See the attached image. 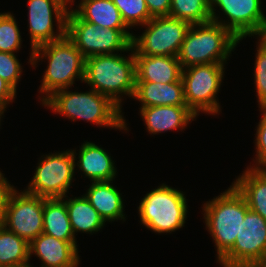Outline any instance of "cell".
Segmentation results:
<instances>
[{
	"label": "cell",
	"mask_w": 266,
	"mask_h": 267,
	"mask_svg": "<svg viewBox=\"0 0 266 267\" xmlns=\"http://www.w3.org/2000/svg\"><path fill=\"white\" fill-rule=\"evenodd\" d=\"M17 91L5 80L0 77V112L3 114L7 111L8 104L12 103Z\"/></svg>",
	"instance_id": "cell-32"
},
{
	"label": "cell",
	"mask_w": 266,
	"mask_h": 267,
	"mask_svg": "<svg viewBox=\"0 0 266 267\" xmlns=\"http://www.w3.org/2000/svg\"><path fill=\"white\" fill-rule=\"evenodd\" d=\"M262 115L261 119L257 123L255 136V160L253 159L250 168H266V108L259 109Z\"/></svg>",
	"instance_id": "cell-31"
},
{
	"label": "cell",
	"mask_w": 266,
	"mask_h": 267,
	"mask_svg": "<svg viewBox=\"0 0 266 267\" xmlns=\"http://www.w3.org/2000/svg\"><path fill=\"white\" fill-rule=\"evenodd\" d=\"M27 1L28 27L31 40L28 64L32 65L33 50L35 48L59 40L66 35V19L70 6L67 0Z\"/></svg>",
	"instance_id": "cell-12"
},
{
	"label": "cell",
	"mask_w": 266,
	"mask_h": 267,
	"mask_svg": "<svg viewBox=\"0 0 266 267\" xmlns=\"http://www.w3.org/2000/svg\"><path fill=\"white\" fill-rule=\"evenodd\" d=\"M262 3V0H209L211 21L229 29L239 42L247 37L256 38L266 18ZM219 10L225 19L220 17Z\"/></svg>",
	"instance_id": "cell-14"
},
{
	"label": "cell",
	"mask_w": 266,
	"mask_h": 267,
	"mask_svg": "<svg viewBox=\"0 0 266 267\" xmlns=\"http://www.w3.org/2000/svg\"><path fill=\"white\" fill-rule=\"evenodd\" d=\"M120 53L96 55L86 58V83L96 92L108 96L122 109L123 96L133 98L136 84L135 56L133 47L124 56Z\"/></svg>",
	"instance_id": "cell-3"
},
{
	"label": "cell",
	"mask_w": 266,
	"mask_h": 267,
	"mask_svg": "<svg viewBox=\"0 0 266 267\" xmlns=\"http://www.w3.org/2000/svg\"><path fill=\"white\" fill-rule=\"evenodd\" d=\"M152 17L169 16L171 0H145Z\"/></svg>",
	"instance_id": "cell-33"
},
{
	"label": "cell",
	"mask_w": 266,
	"mask_h": 267,
	"mask_svg": "<svg viewBox=\"0 0 266 267\" xmlns=\"http://www.w3.org/2000/svg\"><path fill=\"white\" fill-rule=\"evenodd\" d=\"M139 109L146 130L151 135L178 129L182 132L188 124L197 119V115L187 105H162Z\"/></svg>",
	"instance_id": "cell-15"
},
{
	"label": "cell",
	"mask_w": 266,
	"mask_h": 267,
	"mask_svg": "<svg viewBox=\"0 0 266 267\" xmlns=\"http://www.w3.org/2000/svg\"><path fill=\"white\" fill-rule=\"evenodd\" d=\"M135 56L136 82L172 83L182 79L183 68L175 56Z\"/></svg>",
	"instance_id": "cell-18"
},
{
	"label": "cell",
	"mask_w": 266,
	"mask_h": 267,
	"mask_svg": "<svg viewBox=\"0 0 266 267\" xmlns=\"http://www.w3.org/2000/svg\"><path fill=\"white\" fill-rule=\"evenodd\" d=\"M225 65L211 63L186 67L182 71L187 106L197 115L200 112L218 115L221 112L217 94L225 76Z\"/></svg>",
	"instance_id": "cell-8"
},
{
	"label": "cell",
	"mask_w": 266,
	"mask_h": 267,
	"mask_svg": "<svg viewBox=\"0 0 266 267\" xmlns=\"http://www.w3.org/2000/svg\"><path fill=\"white\" fill-rule=\"evenodd\" d=\"M233 185L244 196L248 207L266 219V168H245Z\"/></svg>",
	"instance_id": "cell-21"
},
{
	"label": "cell",
	"mask_w": 266,
	"mask_h": 267,
	"mask_svg": "<svg viewBox=\"0 0 266 267\" xmlns=\"http://www.w3.org/2000/svg\"><path fill=\"white\" fill-rule=\"evenodd\" d=\"M254 61V83L259 108H266V46L258 40Z\"/></svg>",
	"instance_id": "cell-29"
},
{
	"label": "cell",
	"mask_w": 266,
	"mask_h": 267,
	"mask_svg": "<svg viewBox=\"0 0 266 267\" xmlns=\"http://www.w3.org/2000/svg\"><path fill=\"white\" fill-rule=\"evenodd\" d=\"M257 39L266 46V18L262 23L259 32L255 35Z\"/></svg>",
	"instance_id": "cell-35"
},
{
	"label": "cell",
	"mask_w": 266,
	"mask_h": 267,
	"mask_svg": "<svg viewBox=\"0 0 266 267\" xmlns=\"http://www.w3.org/2000/svg\"><path fill=\"white\" fill-rule=\"evenodd\" d=\"M79 148L78 153L72 150L75 167L78 166L86 178L91 182L115 180L118 172L108 151L90 141H84Z\"/></svg>",
	"instance_id": "cell-17"
},
{
	"label": "cell",
	"mask_w": 266,
	"mask_h": 267,
	"mask_svg": "<svg viewBox=\"0 0 266 267\" xmlns=\"http://www.w3.org/2000/svg\"><path fill=\"white\" fill-rule=\"evenodd\" d=\"M239 39L219 23L190 25L182 42L178 61L182 68L211 63L226 64Z\"/></svg>",
	"instance_id": "cell-4"
},
{
	"label": "cell",
	"mask_w": 266,
	"mask_h": 267,
	"mask_svg": "<svg viewBox=\"0 0 266 267\" xmlns=\"http://www.w3.org/2000/svg\"><path fill=\"white\" fill-rule=\"evenodd\" d=\"M44 59L47 60V67L38 89L40 101L43 102L57 90L72 88L76 80L84 82L86 58L67 35L33 50V67L36 68L38 62Z\"/></svg>",
	"instance_id": "cell-2"
},
{
	"label": "cell",
	"mask_w": 266,
	"mask_h": 267,
	"mask_svg": "<svg viewBox=\"0 0 266 267\" xmlns=\"http://www.w3.org/2000/svg\"><path fill=\"white\" fill-rule=\"evenodd\" d=\"M205 228L213 238L217 261L234 245L249 210L244 196L232 184L202 207Z\"/></svg>",
	"instance_id": "cell-5"
},
{
	"label": "cell",
	"mask_w": 266,
	"mask_h": 267,
	"mask_svg": "<svg viewBox=\"0 0 266 267\" xmlns=\"http://www.w3.org/2000/svg\"><path fill=\"white\" fill-rule=\"evenodd\" d=\"M133 99L141 103V107L162 105H187L184 96L182 79L172 83L136 82Z\"/></svg>",
	"instance_id": "cell-20"
},
{
	"label": "cell",
	"mask_w": 266,
	"mask_h": 267,
	"mask_svg": "<svg viewBox=\"0 0 266 267\" xmlns=\"http://www.w3.org/2000/svg\"><path fill=\"white\" fill-rule=\"evenodd\" d=\"M45 155L39 159L25 191L47 199L64 198L76 172L72 149Z\"/></svg>",
	"instance_id": "cell-9"
},
{
	"label": "cell",
	"mask_w": 266,
	"mask_h": 267,
	"mask_svg": "<svg viewBox=\"0 0 266 267\" xmlns=\"http://www.w3.org/2000/svg\"><path fill=\"white\" fill-rule=\"evenodd\" d=\"M2 115H3V114L0 112V126H1V122H2V121H1V118H3Z\"/></svg>",
	"instance_id": "cell-39"
},
{
	"label": "cell",
	"mask_w": 266,
	"mask_h": 267,
	"mask_svg": "<svg viewBox=\"0 0 266 267\" xmlns=\"http://www.w3.org/2000/svg\"><path fill=\"white\" fill-rule=\"evenodd\" d=\"M4 208H0V228L3 226Z\"/></svg>",
	"instance_id": "cell-37"
},
{
	"label": "cell",
	"mask_w": 266,
	"mask_h": 267,
	"mask_svg": "<svg viewBox=\"0 0 266 267\" xmlns=\"http://www.w3.org/2000/svg\"><path fill=\"white\" fill-rule=\"evenodd\" d=\"M29 243L4 226L0 228V267H29Z\"/></svg>",
	"instance_id": "cell-25"
},
{
	"label": "cell",
	"mask_w": 266,
	"mask_h": 267,
	"mask_svg": "<svg viewBox=\"0 0 266 267\" xmlns=\"http://www.w3.org/2000/svg\"><path fill=\"white\" fill-rule=\"evenodd\" d=\"M255 267H266V253L264 254L263 259Z\"/></svg>",
	"instance_id": "cell-36"
},
{
	"label": "cell",
	"mask_w": 266,
	"mask_h": 267,
	"mask_svg": "<svg viewBox=\"0 0 266 267\" xmlns=\"http://www.w3.org/2000/svg\"><path fill=\"white\" fill-rule=\"evenodd\" d=\"M13 185L5 177V174L0 170V208H5V202Z\"/></svg>",
	"instance_id": "cell-34"
},
{
	"label": "cell",
	"mask_w": 266,
	"mask_h": 267,
	"mask_svg": "<svg viewBox=\"0 0 266 267\" xmlns=\"http://www.w3.org/2000/svg\"><path fill=\"white\" fill-rule=\"evenodd\" d=\"M113 181L92 182L87 188L85 197L106 222L126 220L124 200L120 189ZM119 189V190H118Z\"/></svg>",
	"instance_id": "cell-19"
},
{
	"label": "cell",
	"mask_w": 266,
	"mask_h": 267,
	"mask_svg": "<svg viewBox=\"0 0 266 267\" xmlns=\"http://www.w3.org/2000/svg\"><path fill=\"white\" fill-rule=\"evenodd\" d=\"M21 36L13 13H3L0 17V52L18 53L22 48Z\"/></svg>",
	"instance_id": "cell-27"
},
{
	"label": "cell",
	"mask_w": 266,
	"mask_h": 267,
	"mask_svg": "<svg viewBox=\"0 0 266 267\" xmlns=\"http://www.w3.org/2000/svg\"><path fill=\"white\" fill-rule=\"evenodd\" d=\"M64 88L53 92L41 102L42 106L49 108L71 121L85 120L97 127L129 131L124 113L108 96L100 94L93 89L86 92L70 91ZM127 130V131H126Z\"/></svg>",
	"instance_id": "cell-1"
},
{
	"label": "cell",
	"mask_w": 266,
	"mask_h": 267,
	"mask_svg": "<svg viewBox=\"0 0 266 267\" xmlns=\"http://www.w3.org/2000/svg\"><path fill=\"white\" fill-rule=\"evenodd\" d=\"M30 259L35 255L41 260L40 267H78V249L68 241H63L46 233H41L29 243Z\"/></svg>",
	"instance_id": "cell-16"
},
{
	"label": "cell",
	"mask_w": 266,
	"mask_h": 267,
	"mask_svg": "<svg viewBox=\"0 0 266 267\" xmlns=\"http://www.w3.org/2000/svg\"><path fill=\"white\" fill-rule=\"evenodd\" d=\"M47 198L10 190L4 208L3 226L28 243L43 233V208Z\"/></svg>",
	"instance_id": "cell-11"
},
{
	"label": "cell",
	"mask_w": 266,
	"mask_h": 267,
	"mask_svg": "<svg viewBox=\"0 0 266 267\" xmlns=\"http://www.w3.org/2000/svg\"><path fill=\"white\" fill-rule=\"evenodd\" d=\"M70 8L66 19V35L85 58L130 52L134 34L130 33L129 29H111L96 26L83 20L72 9L73 6Z\"/></svg>",
	"instance_id": "cell-7"
},
{
	"label": "cell",
	"mask_w": 266,
	"mask_h": 267,
	"mask_svg": "<svg viewBox=\"0 0 266 267\" xmlns=\"http://www.w3.org/2000/svg\"><path fill=\"white\" fill-rule=\"evenodd\" d=\"M73 10L85 21L111 29H130L112 0H81Z\"/></svg>",
	"instance_id": "cell-23"
},
{
	"label": "cell",
	"mask_w": 266,
	"mask_h": 267,
	"mask_svg": "<svg viewBox=\"0 0 266 267\" xmlns=\"http://www.w3.org/2000/svg\"><path fill=\"white\" fill-rule=\"evenodd\" d=\"M266 253V219L248 210L234 245L217 261L222 267H255Z\"/></svg>",
	"instance_id": "cell-13"
},
{
	"label": "cell",
	"mask_w": 266,
	"mask_h": 267,
	"mask_svg": "<svg viewBox=\"0 0 266 267\" xmlns=\"http://www.w3.org/2000/svg\"><path fill=\"white\" fill-rule=\"evenodd\" d=\"M61 199L66 203V209L74 235H77V232L93 235L106 225V222L84 194L73 198L65 196Z\"/></svg>",
	"instance_id": "cell-22"
},
{
	"label": "cell",
	"mask_w": 266,
	"mask_h": 267,
	"mask_svg": "<svg viewBox=\"0 0 266 267\" xmlns=\"http://www.w3.org/2000/svg\"><path fill=\"white\" fill-rule=\"evenodd\" d=\"M43 233L71 242L77 249V239L72 231L66 203L61 198L46 199L43 208Z\"/></svg>",
	"instance_id": "cell-24"
},
{
	"label": "cell",
	"mask_w": 266,
	"mask_h": 267,
	"mask_svg": "<svg viewBox=\"0 0 266 267\" xmlns=\"http://www.w3.org/2000/svg\"><path fill=\"white\" fill-rule=\"evenodd\" d=\"M141 35H133L134 55L175 56L181 49L190 24L171 16H158L150 19Z\"/></svg>",
	"instance_id": "cell-10"
},
{
	"label": "cell",
	"mask_w": 266,
	"mask_h": 267,
	"mask_svg": "<svg viewBox=\"0 0 266 267\" xmlns=\"http://www.w3.org/2000/svg\"><path fill=\"white\" fill-rule=\"evenodd\" d=\"M67 2H68V4H69V6L70 7H72V5H74L75 6V0H67Z\"/></svg>",
	"instance_id": "cell-38"
},
{
	"label": "cell",
	"mask_w": 266,
	"mask_h": 267,
	"mask_svg": "<svg viewBox=\"0 0 266 267\" xmlns=\"http://www.w3.org/2000/svg\"><path fill=\"white\" fill-rule=\"evenodd\" d=\"M185 192L162 183L141 199V224L156 234L171 233L185 227L188 212Z\"/></svg>",
	"instance_id": "cell-6"
},
{
	"label": "cell",
	"mask_w": 266,
	"mask_h": 267,
	"mask_svg": "<svg viewBox=\"0 0 266 267\" xmlns=\"http://www.w3.org/2000/svg\"><path fill=\"white\" fill-rule=\"evenodd\" d=\"M169 16L190 25L211 21L209 0H171Z\"/></svg>",
	"instance_id": "cell-26"
},
{
	"label": "cell",
	"mask_w": 266,
	"mask_h": 267,
	"mask_svg": "<svg viewBox=\"0 0 266 267\" xmlns=\"http://www.w3.org/2000/svg\"><path fill=\"white\" fill-rule=\"evenodd\" d=\"M23 66H21L16 54L0 52V77L8 82L16 91L22 78Z\"/></svg>",
	"instance_id": "cell-30"
},
{
	"label": "cell",
	"mask_w": 266,
	"mask_h": 267,
	"mask_svg": "<svg viewBox=\"0 0 266 267\" xmlns=\"http://www.w3.org/2000/svg\"><path fill=\"white\" fill-rule=\"evenodd\" d=\"M129 28L145 25L153 17L145 0H112Z\"/></svg>",
	"instance_id": "cell-28"
}]
</instances>
